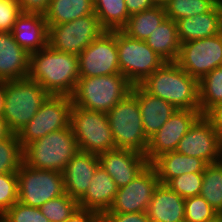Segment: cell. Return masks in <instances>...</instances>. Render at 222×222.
Instances as JSON below:
<instances>
[{
	"label": "cell",
	"instance_id": "obj_14",
	"mask_svg": "<svg viewBox=\"0 0 222 222\" xmlns=\"http://www.w3.org/2000/svg\"><path fill=\"white\" fill-rule=\"evenodd\" d=\"M160 184L156 171L149 164L126 186L118 188L115 200L107 212H146L155 189Z\"/></svg>",
	"mask_w": 222,
	"mask_h": 222
},
{
	"label": "cell",
	"instance_id": "obj_25",
	"mask_svg": "<svg viewBox=\"0 0 222 222\" xmlns=\"http://www.w3.org/2000/svg\"><path fill=\"white\" fill-rule=\"evenodd\" d=\"M150 164L155 169L160 184L164 185L184 173H203L207 165L200 158L186 156L177 151L161 154Z\"/></svg>",
	"mask_w": 222,
	"mask_h": 222
},
{
	"label": "cell",
	"instance_id": "obj_33",
	"mask_svg": "<svg viewBox=\"0 0 222 222\" xmlns=\"http://www.w3.org/2000/svg\"><path fill=\"white\" fill-rule=\"evenodd\" d=\"M23 162V148L16 133L0 140V174L17 173Z\"/></svg>",
	"mask_w": 222,
	"mask_h": 222
},
{
	"label": "cell",
	"instance_id": "obj_24",
	"mask_svg": "<svg viewBox=\"0 0 222 222\" xmlns=\"http://www.w3.org/2000/svg\"><path fill=\"white\" fill-rule=\"evenodd\" d=\"M185 199L167 185L159 184L147 207L151 222H185Z\"/></svg>",
	"mask_w": 222,
	"mask_h": 222
},
{
	"label": "cell",
	"instance_id": "obj_46",
	"mask_svg": "<svg viewBox=\"0 0 222 222\" xmlns=\"http://www.w3.org/2000/svg\"><path fill=\"white\" fill-rule=\"evenodd\" d=\"M5 105L4 81L0 82V116L3 114Z\"/></svg>",
	"mask_w": 222,
	"mask_h": 222
},
{
	"label": "cell",
	"instance_id": "obj_35",
	"mask_svg": "<svg viewBox=\"0 0 222 222\" xmlns=\"http://www.w3.org/2000/svg\"><path fill=\"white\" fill-rule=\"evenodd\" d=\"M185 222H206L217 216V212L200 195L185 198Z\"/></svg>",
	"mask_w": 222,
	"mask_h": 222
},
{
	"label": "cell",
	"instance_id": "obj_52",
	"mask_svg": "<svg viewBox=\"0 0 222 222\" xmlns=\"http://www.w3.org/2000/svg\"><path fill=\"white\" fill-rule=\"evenodd\" d=\"M97 222H104L101 218Z\"/></svg>",
	"mask_w": 222,
	"mask_h": 222
},
{
	"label": "cell",
	"instance_id": "obj_48",
	"mask_svg": "<svg viewBox=\"0 0 222 222\" xmlns=\"http://www.w3.org/2000/svg\"><path fill=\"white\" fill-rule=\"evenodd\" d=\"M220 162L222 163V139H221Z\"/></svg>",
	"mask_w": 222,
	"mask_h": 222
},
{
	"label": "cell",
	"instance_id": "obj_26",
	"mask_svg": "<svg viewBox=\"0 0 222 222\" xmlns=\"http://www.w3.org/2000/svg\"><path fill=\"white\" fill-rule=\"evenodd\" d=\"M146 44L166 62H176L181 43L177 24L166 17L165 20L145 40Z\"/></svg>",
	"mask_w": 222,
	"mask_h": 222
},
{
	"label": "cell",
	"instance_id": "obj_47",
	"mask_svg": "<svg viewBox=\"0 0 222 222\" xmlns=\"http://www.w3.org/2000/svg\"><path fill=\"white\" fill-rule=\"evenodd\" d=\"M206 222H219V216L217 215L216 217H214L213 219L206 221Z\"/></svg>",
	"mask_w": 222,
	"mask_h": 222
},
{
	"label": "cell",
	"instance_id": "obj_51",
	"mask_svg": "<svg viewBox=\"0 0 222 222\" xmlns=\"http://www.w3.org/2000/svg\"><path fill=\"white\" fill-rule=\"evenodd\" d=\"M220 34L222 35V20H221V29H220Z\"/></svg>",
	"mask_w": 222,
	"mask_h": 222
},
{
	"label": "cell",
	"instance_id": "obj_42",
	"mask_svg": "<svg viewBox=\"0 0 222 222\" xmlns=\"http://www.w3.org/2000/svg\"><path fill=\"white\" fill-rule=\"evenodd\" d=\"M204 116L211 122L212 127L222 139V102L211 107Z\"/></svg>",
	"mask_w": 222,
	"mask_h": 222
},
{
	"label": "cell",
	"instance_id": "obj_4",
	"mask_svg": "<svg viewBox=\"0 0 222 222\" xmlns=\"http://www.w3.org/2000/svg\"><path fill=\"white\" fill-rule=\"evenodd\" d=\"M78 145L71 127L50 132L23 149L26 165L38 170L63 173L67 163L78 152Z\"/></svg>",
	"mask_w": 222,
	"mask_h": 222
},
{
	"label": "cell",
	"instance_id": "obj_13",
	"mask_svg": "<svg viewBox=\"0 0 222 222\" xmlns=\"http://www.w3.org/2000/svg\"><path fill=\"white\" fill-rule=\"evenodd\" d=\"M80 78L120 74L116 30L104 31L78 55Z\"/></svg>",
	"mask_w": 222,
	"mask_h": 222
},
{
	"label": "cell",
	"instance_id": "obj_6",
	"mask_svg": "<svg viewBox=\"0 0 222 222\" xmlns=\"http://www.w3.org/2000/svg\"><path fill=\"white\" fill-rule=\"evenodd\" d=\"M106 114L116 149H130L145 155L149 139L143 129L137 97L130 92Z\"/></svg>",
	"mask_w": 222,
	"mask_h": 222
},
{
	"label": "cell",
	"instance_id": "obj_11",
	"mask_svg": "<svg viewBox=\"0 0 222 222\" xmlns=\"http://www.w3.org/2000/svg\"><path fill=\"white\" fill-rule=\"evenodd\" d=\"M104 31L95 13L68 23L48 25V46L79 55Z\"/></svg>",
	"mask_w": 222,
	"mask_h": 222
},
{
	"label": "cell",
	"instance_id": "obj_19",
	"mask_svg": "<svg viewBox=\"0 0 222 222\" xmlns=\"http://www.w3.org/2000/svg\"><path fill=\"white\" fill-rule=\"evenodd\" d=\"M30 54L11 32H0V82L28 78Z\"/></svg>",
	"mask_w": 222,
	"mask_h": 222
},
{
	"label": "cell",
	"instance_id": "obj_28",
	"mask_svg": "<svg viewBox=\"0 0 222 222\" xmlns=\"http://www.w3.org/2000/svg\"><path fill=\"white\" fill-rule=\"evenodd\" d=\"M93 13V0H51L44 16L47 25H58Z\"/></svg>",
	"mask_w": 222,
	"mask_h": 222
},
{
	"label": "cell",
	"instance_id": "obj_29",
	"mask_svg": "<svg viewBox=\"0 0 222 222\" xmlns=\"http://www.w3.org/2000/svg\"><path fill=\"white\" fill-rule=\"evenodd\" d=\"M94 13L101 26L107 31L121 30L130 15L125 0H93Z\"/></svg>",
	"mask_w": 222,
	"mask_h": 222
},
{
	"label": "cell",
	"instance_id": "obj_2",
	"mask_svg": "<svg viewBox=\"0 0 222 222\" xmlns=\"http://www.w3.org/2000/svg\"><path fill=\"white\" fill-rule=\"evenodd\" d=\"M140 86L176 109L199 110L198 80L187 74L176 62H165Z\"/></svg>",
	"mask_w": 222,
	"mask_h": 222
},
{
	"label": "cell",
	"instance_id": "obj_37",
	"mask_svg": "<svg viewBox=\"0 0 222 222\" xmlns=\"http://www.w3.org/2000/svg\"><path fill=\"white\" fill-rule=\"evenodd\" d=\"M0 222H50L40 208L27 206L17 201L5 214Z\"/></svg>",
	"mask_w": 222,
	"mask_h": 222
},
{
	"label": "cell",
	"instance_id": "obj_31",
	"mask_svg": "<svg viewBox=\"0 0 222 222\" xmlns=\"http://www.w3.org/2000/svg\"><path fill=\"white\" fill-rule=\"evenodd\" d=\"M199 110L204 115L211 107L222 102V66H218L198 81Z\"/></svg>",
	"mask_w": 222,
	"mask_h": 222
},
{
	"label": "cell",
	"instance_id": "obj_15",
	"mask_svg": "<svg viewBox=\"0 0 222 222\" xmlns=\"http://www.w3.org/2000/svg\"><path fill=\"white\" fill-rule=\"evenodd\" d=\"M200 110L176 109L167 122L149 138L146 159L151 163L161 154L175 151L179 141L201 116Z\"/></svg>",
	"mask_w": 222,
	"mask_h": 222
},
{
	"label": "cell",
	"instance_id": "obj_9",
	"mask_svg": "<svg viewBox=\"0 0 222 222\" xmlns=\"http://www.w3.org/2000/svg\"><path fill=\"white\" fill-rule=\"evenodd\" d=\"M72 106L70 96L49 95L34 117L17 133L22 148L50 132L69 127Z\"/></svg>",
	"mask_w": 222,
	"mask_h": 222
},
{
	"label": "cell",
	"instance_id": "obj_49",
	"mask_svg": "<svg viewBox=\"0 0 222 222\" xmlns=\"http://www.w3.org/2000/svg\"><path fill=\"white\" fill-rule=\"evenodd\" d=\"M217 215L219 216V222H222V212L217 213Z\"/></svg>",
	"mask_w": 222,
	"mask_h": 222
},
{
	"label": "cell",
	"instance_id": "obj_22",
	"mask_svg": "<svg viewBox=\"0 0 222 222\" xmlns=\"http://www.w3.org/2000/svg\"><path fill=\"white\" fill-rule=\"evenodd\" d=\"M131 92L138 99L143 129L149 139L167 122L176 108L169 102L150 95L140 85H133Z\"/></svg>",
	"mask_w": 222,
	"mask_h": 222
},
{
	"label": "cell",
	"instance_id": "obj_32",
	"mask_svg": "<svg viewBox=\"0 0 222 222\" xmlns=\"http://www.w3.org/2000/svg\"><path fill=\"white\" fill-rule=\"evenodd\" d=\"M219 0H166L167 17L178 21L208 12Z\"/></svg>",
	"mask_w": 222,
	"mask_h": 222
},
{
	"label": "cell",
	"instance_id": "obj_38",
	"mask_svg": "<svg viewBox=\"0 0 222 222\" xmlns=\"http://www.w3.org/2000/svg\"><path fill=\"white\" fill-rule=\"evenodd\" d=\"M18 201L17 173L0 174V217Z\"/></svg>",
	"mask_w": 222,
	"mask_h": 222
},
{
	"label": "cell",
	"instance_id": "obj_40",
	"mask_svg": "<svg viewBox=\"0 0 222 222\" xmlns=\"http://www.w3.org/2000/svg\"><path fill=\"white\" fill-rule=\"evenodd\" d=\"M101 219L104 222H151L146 215V212L137 213H118L105 212Z\"/></svg>",
	"mask_w": 222,
	"mask_h": 222
},
{
	"label": "cell",
	"instance_id": "obj_20",
	"mask_svg": "<svg viewBox=\"0 0 222 222\" xmlns=\"http://www.w3.org/2000/svg\"><path fill=\"white\" fill-rule=\"evenodd\" d=\"M11 33L28 54L35 53L48 45V25L44 15L21 13Z\"/></svg>",
	"mask_w": 222,
	"mask_h": 222
},
{
	"label": "cell",
	"instance_id": "obj_17",
	"mask_svg": "<svg viewBox=\"0 0 222 222\" xmlns=\"http://www.w3.org/2000/svg\"><path fill=\"white\" fill-rule=\"evenodd\" d=\"M98 159L118 188L126 186L150 164L144 154L130 149L103 152Z\"/></svg>",
	"mask_w": 222,
	"mask_h": 222
},
{
	"label": "cell",
	"instance_id": "obj_7",
	"mask_svg": "<svg viewBox=\"0 0 222 222\" xmlns=\"http://www.w3.org/2000/svg\"><path fill=\"white\" fill-rule=\"evenodd\" d=\"M70 127L80 151L99 155L116 149L105 112L86 110L73 105L70 115Z\"/></svg>",
	"mask_w": 222,
	"mask_h": 222
},
{
	"label": "cell",
	"instance_id": "obj_39",
	"mask_svg": "<svg viewBox=\"0 0 222 222\" xmlns=\"http://www.w3.org/2000/svg\"><path fill=\"white\" fill-rule=\"evenodd\" d=\"M20 14L17 0H0V32H11Z\"/></svg>",
	"mask_w": 222,
	"mask_h": 222
},
{
	"label": "cell",
	"instance_id": "obj_18",
	"mask_svg": "<svg viewBox=\"0 0 222 222\" xmlns=\"http://www.w3.org/2000/svg\"><path fill=\"white\" fill-rule=\"evenodd\" d=\"M98 166V154L78 150L63 171L65 193L79 201L85 195Z\"/></svg>",
	"mask_w": 222,
	"mask_h": 222
},
{
	"label": "cell",
	"instance_id": "obj_43",
	"mask_svg": "<svg viewBox=\"0 0 222 222\" xmlns=\"http://www.w3.org/2000/svg\"><path fill=\"white\" fill-rule=\"evenodd\" d=\"M159 4L158 0H125L126 9L129 15L151 9Z\"/></svg>",
	"mask_w": 222,
	"mask_h": 222
},
{
	"label": "cell",
	"instance_id": "obj_44",
	"mask_svg": "<svg viewBox=\"0 0 222 222\" xmlns=\"http://www.w3.org/2000/svg\"><path fill=\"white\" fill-rule=\"evenodd\" d=\"M100 218L95 211L78 208L65 222H97Z\"/></svg>",
	"mask_w": 222,
	"mask_h": 222
},
{
	"label": "cell",
	"instance_id": "obj_45",
	"mask_svg": "<svg viewBox=\"0 0 222 222\" xmlns=\"http://www.w3.org/2000/svg\"><path fill=\"white\" fill-rule=\"evenodd\" d=\"M12 132L9 130L6 121L0 116V140L6 139Z\"/></svg>",
	"mask_w": 222,
	"mask_h": 222
},
{
	"label": "cell",
	"instance_id": "obj_30",
	"mask_svg": "<svg viewBox=\"0 0 222 222\" xmlns=\"http://www.w3.org/2000/svg\"><path fill=\"white\" fill-rule=\"evenodd\" d=\"M209 205L217 212H222V163L207 164L203 172L200 191Z\"/></svg>",
	"mask_w": 222,
	"mask_h": 222
},
{
	"label": "cell",
	"instance_id": "obj_23",
	"mask_svg": "<svg viewBox=\"0 0 222 222\" xmlns=\"http://www.w3.org/2000/svg\"><path fill=\"white\" fill-rule=\"evenodd\" d=\"M222 20V0L208 12L176 21L180 43L220 34Z\"/></svg>",
	"mask_w": 222,
	"mask_h": 222
},
{
	"label": "cell",
	"instance_id": "obj_34",
	"mask_svg": "<svg viewBox=\"0 0 222 222\" xmlns=\"http://www.w3.org/2000/svg\"><path fill=\"white\" fill-rule=\"evenodd\" d=\"M39 208L50 222H65L79 208V204L65 193L47 201Z\"/></svg>",
	"mask_w": 222,
	"mask_h": 222
},
{
	"label": "cell",
	"instance_id": "obj_8",
	"mask_svg": "<svg viewBox=\"0 0 222 222\" xmlns=\"http://www.w3.org/2000/svg\"><path fill=\"white\" fill-rule=\"evenodd\" d=\"M116 45L120 74L133 85H140L166 62L145 41L130 38L121 30H116Z\"/></svg>",
	"mask_w": 222,
	"mask_h": 222
},
{
	"label": "cell",
	"instance_id": "obj_5",
	"mask_svg": "<svg viewBox=\"0 0 222 222\" xmlns=\"http://www.w3.org/2000/svg\"><path fill=\"white\" fill-rule=\"evenodd\" d=\"M2 117L12 133H18L37 113L49 94L29 78L4 81Z\"/></svg>",
	"mask_w": 222,
	"mask_h": 222
},
{
	"label": "cell",
	"instance_id": "obj_3",
	"mask_svg": "<svg viewBox=\"0 0 222 222\" xmlns=\"http://www.w3.org/2000/svg\"><path fill=\"white\" fill-rule=\"evenodd\" d=\"M132 87L122 74L79 78L71 98L73 105L107 113L131 92Z\"/></svg>",
	"mask_w": 222,
	"mask_h": 222
},
{
	"label": "cell",
	"instance_id": "obj_10",
	"mask_svg": "<svg viewBox=\"0 0 222 222\" xmlns=\"http://www.w3.org/2000/svg\"><path fill=\"white\" fill-rule=\"evenodd\" d=\"M18 201L31 207H41L47 201L65 194L63 173L38 170L24 162L17 172Z\"/></svg>",
	"mask_w": 222,
	"mask_h": 222
},
{
	"label": "cell",
	"instance_id": "obj_16",
	"mask_svg": "<svg viewBox=\"0 0 222 222\" xmlns=\"http://www.w3.org/2000/svg\"><path fill=\"white\" fill-rule=\"evenodd\" d=\"M175 151L200 158L206 164L217 163L220 161L221 138L211 122L201 115L179 141Z\"/></svg>",
	"mask_w": 222,
	"mask_h": 222
},
{
	"label": "cell",
	"instance_id": "obj_36",
	"mask_svg": "<svg viewBox=\"0 0 222 222\" xmlns=\"http://www.w3.org/2000/svg\"><path fill=\"white\" fill-rule=\"evenodd\" d=\"M203 182V173H184L172 178L166 185L184 199L198 196Z\"/></svg>",
	"mask_w": 222,
	"mask_h": 222
},
{
	"label": "cell",
	"instance_id": "obj_21",
	"mask_svg": "<svg viewBox=\"0 0 222 222\" xmlns=\"http://www.w3.org/2000/svg\"><path fill=\"white\" fill-rule=\"evenodd\" d=\"M118 187L99 165L85 195L78 201L79 208L95 211L100 217L112 206Z\"/></svg>",
	"mask_w": 222,
	"mask_h": 222
},
{
	"label": "cell",
	"instance_id": "obj_41",
	"mask_svg": "<svg viewBox=\"0 0 222 222\" xmlns=\"http://www.w3.org/2000/svg\"><path fill=\"white\" fill-rule=\"evenodd\" d=\"M51 0H17L21 13L45 15Z\"/></svg>",
	"mask_w": 222,
	"mask_h": 222
},
{
	"label": "cell",
	"instance_id": "obj_27",
	"mask_svg": "<svg viewBox=\"0 0 222 222\" xmlns=\"http://www.w3.org/2000/svg\"><path fill=\"white\" fill-rule=\"evenodd\" d=\"M166 17L165 6L159 3L151 9L130 15L121 31L130 38L145 41Z\"/></svg>",
	"mask_w": 222,
	"mask_h": 222
},
{
	"label": "cell",
	"instance_id": "obj_12",
	"mask_svg": "<svg viewBox=\"0 0 222 222\" xmlns=\"http://www.w3.org/2000/svg\"><path fill=\"white\" fill-rule=\"evenodd\" d=\"M176 63L199 81L218 66H222V35L182 43Z\"/></svg>",
	"mask_w": 222,
	"mask_h": 222
},
{
	"label": "cell",
	"instance_id": "obj_50",
	"mask_svg": "<svg viewBox=\"0 0 222 222\" xmlns=\"http://www.w3.org/2000/svg\"><path fill=\"white\" fill-rule=\"evenodd\" d=\"M166 0H158L159 3H164Z\"/></svg>",
	"mask_w": 222,
	"mask_h": 222
},
{
	"label": "cell",
	"instance_id": "obj_1",
	"mask_svg": "<svg viewBox=\"0 0 222 222\" xmlns=\"http://www.w3.org/2000/svg\"><path fill=\"white\" fill-rule=\"evenodd\" d=\"M28 78L49 95L72 96L78 80V55L52 49L48 45L30 54Z\"/></svg>",
	"mask_w": 222,
	"mask_h": 222
}]
</instances>
